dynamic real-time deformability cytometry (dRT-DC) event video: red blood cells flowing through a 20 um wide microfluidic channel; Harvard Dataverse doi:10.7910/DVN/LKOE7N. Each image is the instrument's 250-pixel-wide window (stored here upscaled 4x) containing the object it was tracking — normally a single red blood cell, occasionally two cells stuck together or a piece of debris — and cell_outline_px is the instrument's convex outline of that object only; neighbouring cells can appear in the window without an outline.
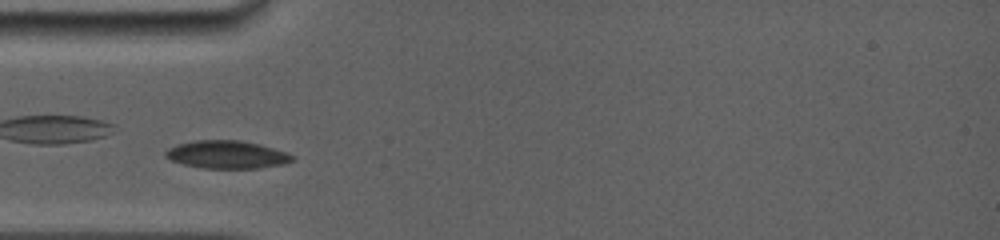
{"species": "common noctule bat (a hibernating species)", "species_latin": "Nyctalus noctula", "temperature_condition": "room temperature", "stored_images_in_passage": 12, "camera_frame_rate_fps": 5000, "um_per_image_px": 0.085, "animal": {"sex": "female", "body_mass_g": 19.0, "forearm_length_mm": 56.7}, "frame": {"image": 1, "passage_image": 7, "time_ms": 4.0, "image_size_px": [1000, 240], "cell_outline_px": [[296, 160], [284, 164], [256, 168], [204, 168], [184, 164], [172, 160], [164, 156], [164, 152], [168, 148], [176, 144], [196, 140], [240, 140], [260, 144], [288, 152]], "centroid_in_image_um": [19.3, 13.13], "position_along_channel_um": 65.7, "area_um2": 20.63}}